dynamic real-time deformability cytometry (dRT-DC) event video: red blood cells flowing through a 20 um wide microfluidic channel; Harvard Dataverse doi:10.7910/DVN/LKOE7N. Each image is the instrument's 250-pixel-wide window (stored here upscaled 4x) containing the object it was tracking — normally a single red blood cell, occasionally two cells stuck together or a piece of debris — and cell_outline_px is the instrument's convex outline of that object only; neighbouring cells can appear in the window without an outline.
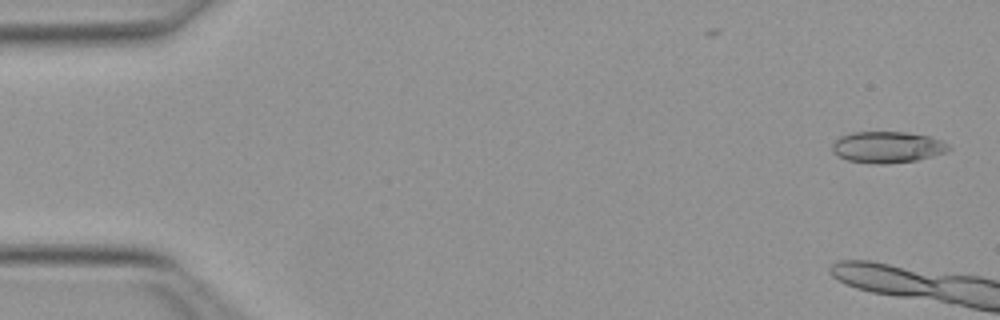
{"species": "Egyptian fruit bat (a non-hibernating species)", "species_latin": "Rousettus aegyptiacus", "temperature_condition": "warm", "stored_images_in_passage": 6, "camera_frame_rate_fps": 3000, "um_per_image_px": 0.085, "animal": {"sex": "female"}, "frame": {"image": 1, "passage_image": 2, "time_ms": 0.333, "image_size_px": [1000, 320], "cell_outline_px": [[952, 148], [948, 152], [916, 160], [888, 164], [876, 164], [848, 160], [832, 152], [832, 144], [840, 136], [852, 132], [908, 132], [928, 136], [944, 140]], "centroid_in_image_um": [75.47, 12.5], "position_along_channel_um": 9.5, "area_um2": 21.44}}